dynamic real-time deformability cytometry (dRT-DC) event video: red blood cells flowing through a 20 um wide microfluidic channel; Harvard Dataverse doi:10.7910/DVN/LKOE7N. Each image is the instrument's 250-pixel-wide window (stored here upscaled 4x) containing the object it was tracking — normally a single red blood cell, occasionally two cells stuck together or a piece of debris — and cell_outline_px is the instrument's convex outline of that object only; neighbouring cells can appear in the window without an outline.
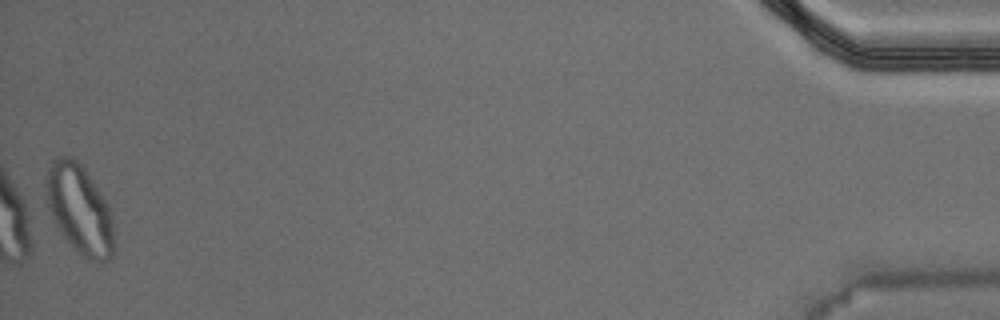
{"species": "Egyptian fruit bat (a non-hibernating species)", "species_latin": "Rousettus aegyptiacus", "temperature_condition": "warm", "stored_images_in_passage": 54, "camera_frame_rate_fps": 3000, "um_per_image_px": 0.085, "animal": {"sex": "male"}, "frame": {"image": 1, "passage_image": 54, "time_ms": 17.667, "image_size_px": [1000, 320], "cell_outline_px": [[116, 252], [112, 260], [104, 264], [100, 264], [84, 260], [72, 248], [56, 224], [48, 208], [44, 196], [44, 184], [48, 168], [52, 160], [60, 156], [72, 156], [84, 168], [104, 196], [112, 212], [116, 244]], "centroid_in_image_um": [6.81, 17.88], "position_along_channel_um": 428.4, "area_um2": 36.88}}